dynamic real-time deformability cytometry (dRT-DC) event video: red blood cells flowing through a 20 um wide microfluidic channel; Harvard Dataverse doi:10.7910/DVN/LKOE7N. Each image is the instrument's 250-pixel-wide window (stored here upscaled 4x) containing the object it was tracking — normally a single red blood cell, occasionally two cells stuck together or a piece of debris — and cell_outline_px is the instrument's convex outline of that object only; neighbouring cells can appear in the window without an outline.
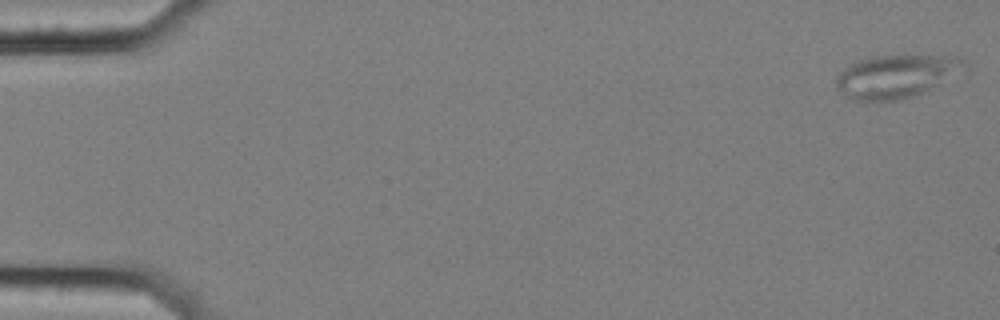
{"species": "common noctule bat (a hibernating species)", "species_latin": "Nyctalus noctula", "temperature_condition": "cold", "stored_images_in_passage": 57, "segment_of_instrument_passage": [1, 2], "camera_frame_rate_fps": 3000, "um_per_image_px": 0.085, "animal": {"sex": "female", "body_mass_g": 25.1}, "frame": {"image": 1, "passage_image": 1, "time_ms": 0.0, "image_size_px": [1000, 320], "cell_outline_px": [[964, 64], [928, 88], [912, 96], [896, 100], [864, 104], [852, 100], [836, 88], [836, 76], [844, 68], [860, 60], [872, 56], [956, 56]], "centroid_in_image_um": [75.92, 6.53], "position_along_channel_um": 9.1, "area_um2": 30.98}}
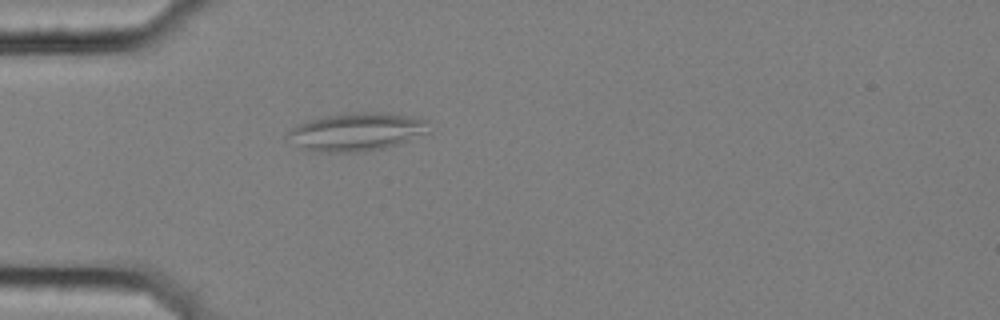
{"frame": {"image": 2, "passage_image": 17, "time_ms": 5.333, "image_size_px": [1000, 320], "cell_outline_px": [[432, 132], [384, 148], [356, 152], [328, 152], [304, 148], [284, 136], [296, 124], [308, 120], [340, 112], [376, 112], [408, 116], [428, 120]], "centroid_in_image_um": [30.34, 11.18], "position_along_channel_um": 54.7, "area_um2": 31.33}}